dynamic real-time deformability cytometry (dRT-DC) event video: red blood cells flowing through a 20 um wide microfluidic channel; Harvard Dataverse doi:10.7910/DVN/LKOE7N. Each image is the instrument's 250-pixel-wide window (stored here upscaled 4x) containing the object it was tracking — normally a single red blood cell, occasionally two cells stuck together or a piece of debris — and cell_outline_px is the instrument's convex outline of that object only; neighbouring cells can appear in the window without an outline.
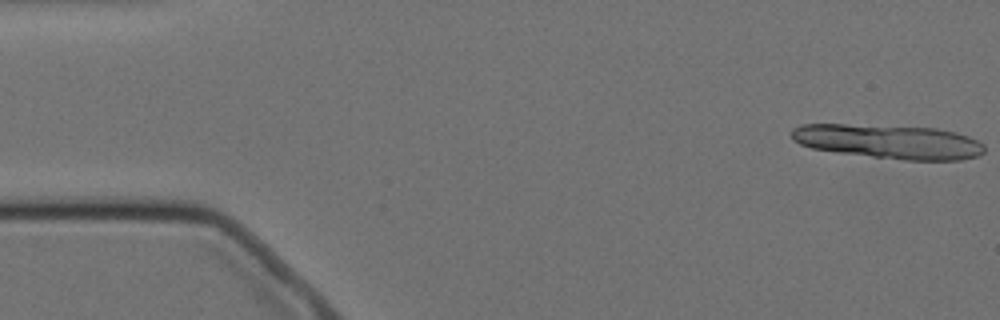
{"species": "Egyptian fruit bat (a non-hibernating species)", "species_latin": "Rousettus aegyptiacus", "temperature_condition": "cold", "stored_images_in_passage": 5, "camera_frame_rate_fps": 3000, "um_per_image_px": 0.085, "animal": {"sex": "female"}, "frame": {"image": 1, "passage_image": 1, "time_ms": 0.0, "image_size_px": [1000, 320], "cell_outline_px": [[984, 152], [976, 156], [960, 160], [904, 160], [836, 152], [812, 148], [800, 144], [792, 140], [792, 128], [800, 124], [844, 124], [936, 128], [956, 132], [968, 136], [984, 144]], "centroid_in_image_um": [75.53, 12.03], "position_along_channel_um": 9.5, "area_um2": 38.38}}